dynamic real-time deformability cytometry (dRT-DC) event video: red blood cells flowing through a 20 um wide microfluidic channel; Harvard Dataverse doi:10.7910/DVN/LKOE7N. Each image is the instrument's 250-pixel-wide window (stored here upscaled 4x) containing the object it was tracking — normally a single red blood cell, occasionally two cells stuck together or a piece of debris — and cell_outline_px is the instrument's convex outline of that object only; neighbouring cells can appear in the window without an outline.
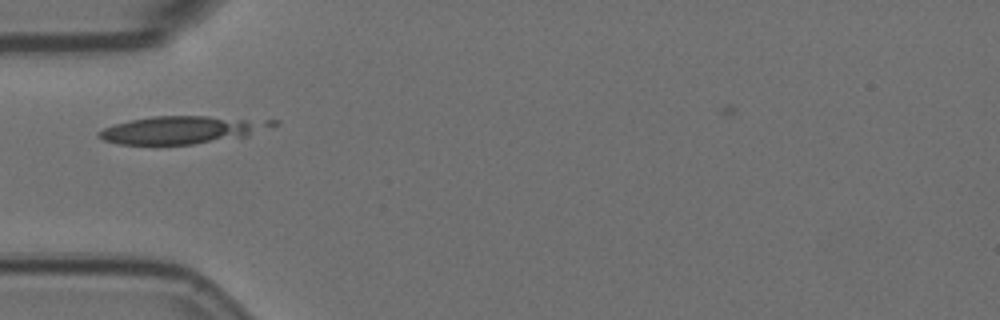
{"species": "Egyptian fruit bat (a non-hibernating species)", "species_latin": "Rousettus aegyptiacus", "temperature_condition": "room temperature", "stored_images_in_passage": 2, "camera_frame_rate_fps": 3000, "um_per_image_px": 0.085, "animal": {"sex": "female"}, "frame": {"image": 1, "passage_image": 2, "time_ms": 0.333, "image_size_px": [1000, 320], "cell_outline_px": [[256, 124], [248, 136], [192, 144], [120, 144], [104, 140], [96, 136], [96, 132], [104, 128], [116, 124], [132, 120], [152, 116], [208, 116], [244, 120]], "centroid_in_image_um": [14.93, 11.07], "position_along_channel_um": 70.1, "area_um2": 25.66}}